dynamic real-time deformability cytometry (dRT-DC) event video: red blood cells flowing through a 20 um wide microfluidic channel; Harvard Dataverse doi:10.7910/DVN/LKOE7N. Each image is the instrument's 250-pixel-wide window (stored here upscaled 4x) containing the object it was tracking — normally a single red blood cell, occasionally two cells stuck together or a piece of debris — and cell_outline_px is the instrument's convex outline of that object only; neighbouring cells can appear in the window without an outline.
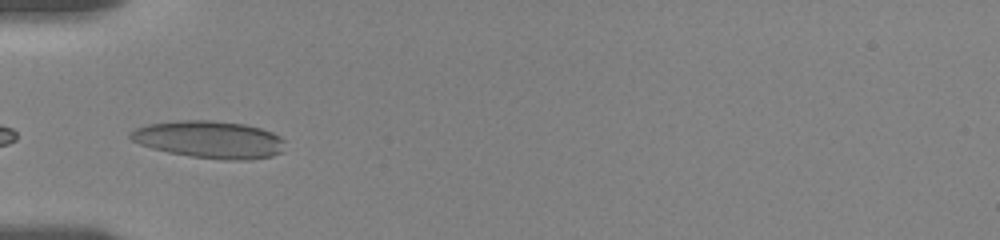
{"species": "human", "species_latin": "Homo sapiens", "temperature_condition": "room temperature", "stored_images_in_passage": 59, "camera_frame_rate_fps": 3000, "um_per_image_px": 0.085, "donor": {"sex": "female"}, "frame": {"image": 1, "passage_image": 1, "time_ms": 0.0, "image_size_px": [1000, 240], "cell_outline_px": [[284, 152], [272, 156], [248, 160], [224, 160], [192, 156], [168, 152], [152, 148], [140, 144], [132, 140], [128, 136], [128, 132], [136, 128], [148, 124], [180, 120], [212, 120], [244, 124], [260, 128], [272, 132], [280, 136], [284, 140]], "centroid_in_image_um": [17.82, 11.86], "position_along_channel_um": 67.2, "area_um2": 33.76}}
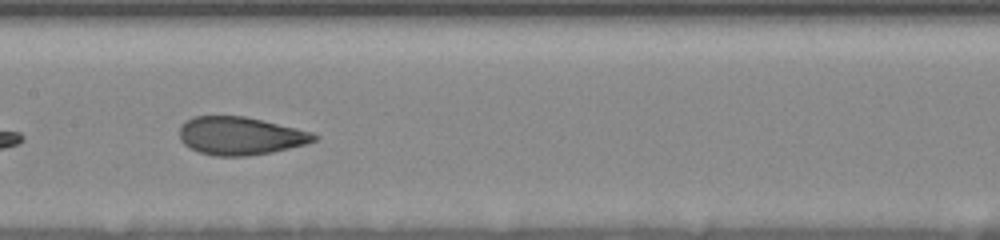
{"frame": {"image": 2, "passage_image": 14, "time_ms": 3.333, "image_size_px": [1000, 240], "cell_outline_px": [[320, 136], [316, 140], [304, 144], [272, 152], [248, 156], [216, 156], [200, 152], [188, 148], [180, 140], [180, 124], [196, 116], [244, 116], [312, 132]], "centroid_in_image_um": [20.4, 11.55], "position_along_channel_um": 187.0, "area_um2": 29.65}}
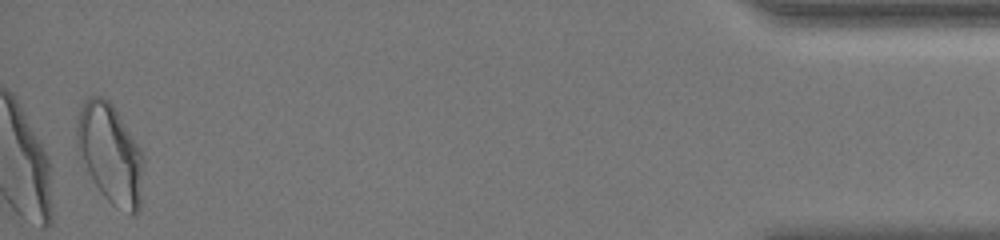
{"frame": {"image": 3, "passage_image": 56, "time_ms": 12.0, "image_size_px": [1000, 240], "cell_outline_px": [[144, 164], [140, 208], [136, 216], [116, 208], [104, 196], [96, 184], [80, 152], [76, 140], [76, 120], [80, 108], [84, 100], [88, 96], [104, 96], [112, 104], [144, 152]], "centroid_in_image_um": [9.42, 13.05], "position_along_channel_um": 425.8, "area_um2": 38.67}, "authors_computed_cell_mechanics": {"area_um2": 30.345, "velocity_mm_per_s": 3.6276, "shape_relaxation_time_tau1_ms": 8.0132, "shape_relaxation_time_tau2_ms": 1.1708, "deformation_change_tau1": 0.1954, "deformation_change_tau2": 0.0767}}